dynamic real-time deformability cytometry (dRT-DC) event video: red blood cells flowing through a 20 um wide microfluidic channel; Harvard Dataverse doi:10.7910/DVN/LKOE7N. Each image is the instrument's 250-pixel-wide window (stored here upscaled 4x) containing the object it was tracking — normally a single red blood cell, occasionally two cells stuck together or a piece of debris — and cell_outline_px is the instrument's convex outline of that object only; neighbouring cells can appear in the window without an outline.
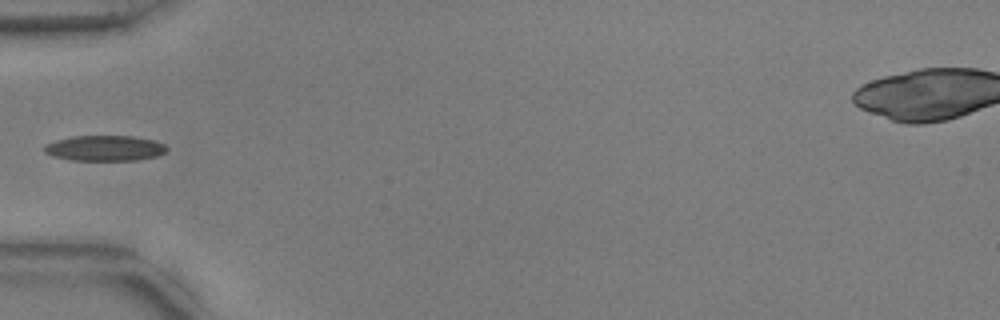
{"species": "common noctule bat (a hibernating species)", "species_latin": "Nyctalus noctula", "temperature_condition": "warm", "stored_images_in_passage": 36, "camera_frame_rate_fps": 3000, "um_per_image_px": 0.085, "animal": {"sex": "male", "body_mass_g": 17.9, "forearm_length_mm": 54.2}, "frame": {"image": 1, "passage_image": 1, "time_ms": 0.0, "image_size_px": [1000, 320], "cell_outline_px": [[168, 148], [164, 152], [156, 156], [136, 160], [72, 160], [52, 156], [44, 152], [44, 144], [56, 140], [76, 136], [132, 136], [152, 140], [164, 144]], "centroid_in_image_um": [8.87, 12.59], "position_along_channel_um": 76.1, "area_um2": 18.03}}
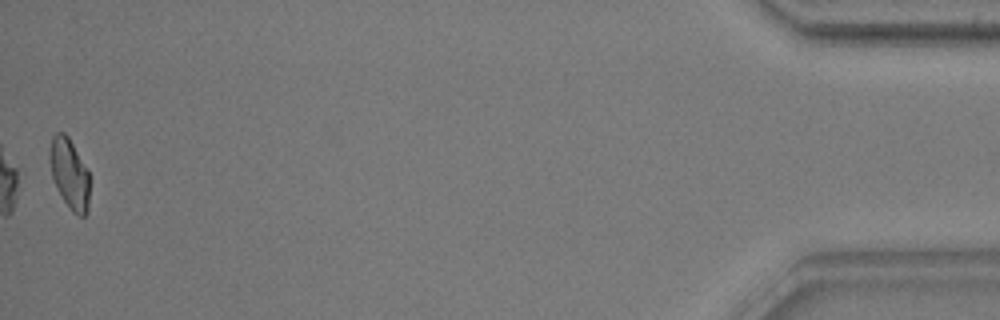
{"frame": {"image": 2, "passage_image": 36, "time_ms": 11.667, "image_size_px": [1000, 320], "cell_outline_px": [[88, 212], [84, 216], [80, 216], [72, 212], [56, 188], [52, 176], [48, 160], [48, 156], [52, 136], [56, 132], [64, 132], [68, 136], [88, 172]], "centroid_in_image_um": [5.87, 14.75], "position_along_channel_um": 429.3, "area_um2": 16.18}}